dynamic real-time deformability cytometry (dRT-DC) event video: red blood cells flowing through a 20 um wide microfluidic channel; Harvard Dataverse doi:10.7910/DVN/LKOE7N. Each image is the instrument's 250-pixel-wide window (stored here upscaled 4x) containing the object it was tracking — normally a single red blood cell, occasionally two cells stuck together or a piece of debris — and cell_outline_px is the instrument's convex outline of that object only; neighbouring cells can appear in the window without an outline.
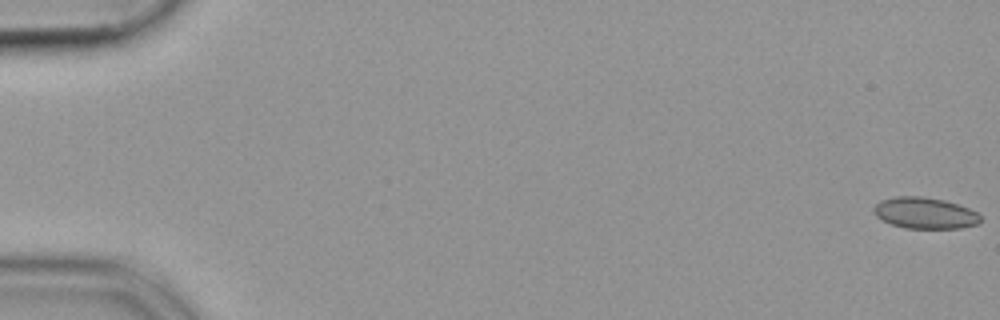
{"species": "common noctule bat (a hibernating species)", "species_latin": "Nyctalus noctula", "temperature_condition": "cold", "stored_images_in_passage": 54, "camera_frame_rate_fps": 3000, "um_per_image_px": 0.085, "animal": {"sex": "female", "body_mass_g": 19.9}, "frame": {"image": 1, "passage_image": 1, "time_ms": 0.0, "image_size_px": [1000, 320], "cell_outline_px": [[980, 224], [960, 228], [904, 228], [892, 224], [876, 216], [872, 212], [872, 208], [880, 200], [896, 196], [920, 196], [944, 200], [968, 208], [976, 212], [980, 216]], "centroid_in_image_um": [78.59, 18.11], "position_along_channel_um": 6.4, "area_um2": 19.42}}
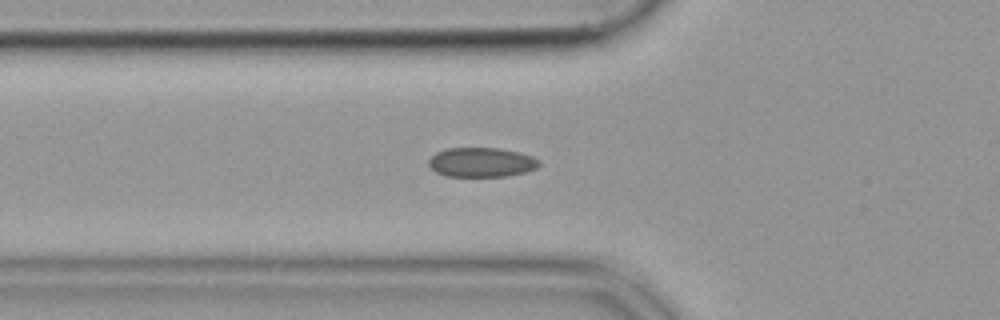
{"frame": {"image": 2, "passage_image": 20, "time_ms": 6.333, "image_size_px": [1000, 320], "cell_outline_px": [[540, 164], [536, 168], [524, 172], [508, 176], [444, 176], [436, 172], [428, 164], [428, 160], [436, 152], [448, 148], [500, 148], [520, 152], [532, 156], [540, 160]], "centroid_in_image_um": [40.93, 13.79], "position_along_channel_um": 84.9, "area_um2": 19.02}}
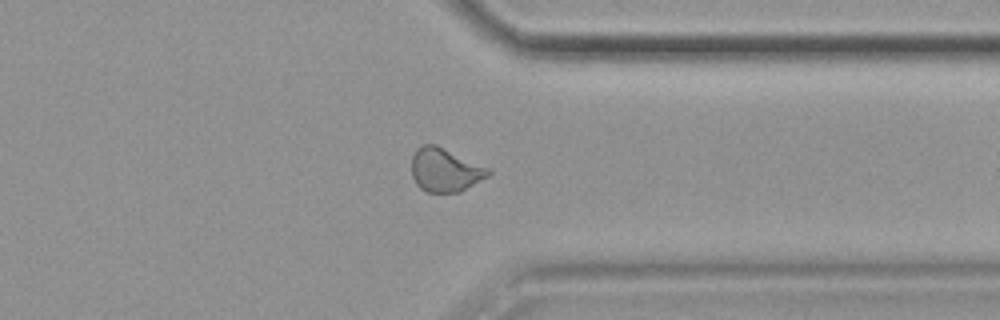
{"frame": {"image": 3, "passage_image": 43, "time_ms": 14.0, "image_size_px": [1000, 320], "cell_outline_px": [[492, 172], [488, 176], [460, 192], [428, 192], [420, 188], [416, 184], [412, 176], [412, 156], [416, 148], [424, 144], [436, 144], [492, 168]], "centroid_in_image_um": [37.86, 14.43], "position_along_channel_um": 373.5, "area_um2": 19.77}}